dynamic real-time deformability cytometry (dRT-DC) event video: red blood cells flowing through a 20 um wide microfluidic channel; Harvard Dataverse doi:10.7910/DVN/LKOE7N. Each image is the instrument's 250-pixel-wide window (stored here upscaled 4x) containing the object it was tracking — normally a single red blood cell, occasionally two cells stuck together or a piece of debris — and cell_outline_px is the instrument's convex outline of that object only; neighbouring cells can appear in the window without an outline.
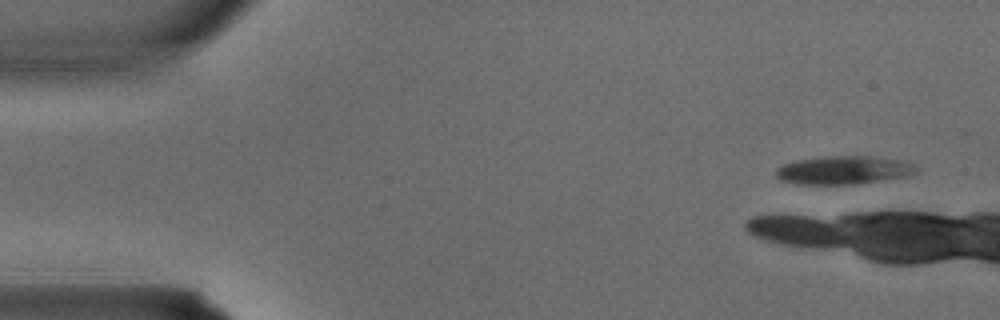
{"species": "common noctule bat (a hibernating species)", "species_latin": "Nyctalus noctula", "temperature_condition": "warm", "stored_images_in_passage": 4, "camera_frame_rate_fps": 3000, "um_per_image_px": 0.085, "animal": {"sex": "male", "body_mass_g": 15.6}, "frame": {"image": 1, "passage_image": 1, "time_ms": 0.0, "image_size_px": [1000, 320], "cell_outline_px": [[916, 172], [904, 176], [856, 184], [800, 184], [780, 180], [776, 176], [776, 168], [784, 164], [796, 160], [824, 156], [868, 156], [896, 160], [912, 164], [916, 168]], "centroid_in_image_um": [71.62, 14.46], "position_along_channel_um": 13.4, "area_um2": 22.72}}